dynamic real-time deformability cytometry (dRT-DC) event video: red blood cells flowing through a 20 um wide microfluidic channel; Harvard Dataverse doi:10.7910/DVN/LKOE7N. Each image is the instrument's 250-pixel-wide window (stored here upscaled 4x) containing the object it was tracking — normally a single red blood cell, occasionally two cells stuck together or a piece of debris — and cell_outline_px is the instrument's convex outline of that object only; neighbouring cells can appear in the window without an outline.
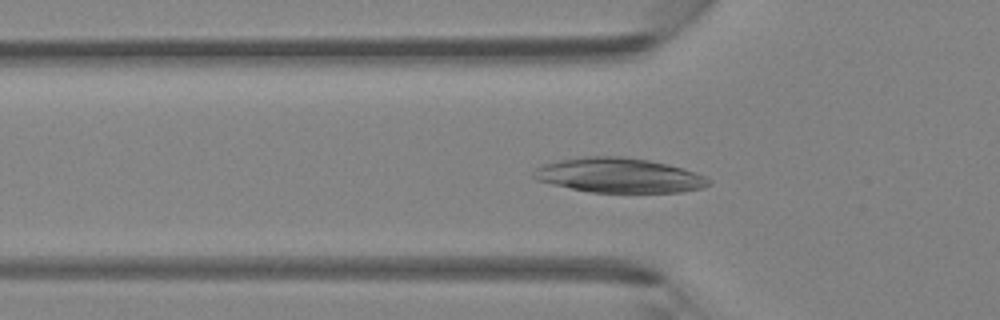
{"species": "Egyptian fruit bat (a non-hibernating species)", "species_latin": "Rousettus aegyptiacus", "temperature_condition": "room temperature", "stored_images_in_passage": 39, "camera_frame_rate_fps": 3000, "um_per_image_px": 0.085, "animal": {"sex": "female"}, "frame": {"image": 1, "passage_image": 14, "time_ms": 4.333, "image_size_px": [1000, 320], "cell_outline_px": [[712, 184], [700, 188], [680, 192], [588, 192], [552, 184], [536, 180], [532, 176], [532, 172], [536, 168], [544, 164], [556, 160], [584, 156], [624, 156], [648, 160], [668, 164], [684, 168], [704, 176], [712, 180]], "centroid_in_image_um": [52.6, 14.89], "position_along_channel_um": 73.2, "area_um2": 35.55}}
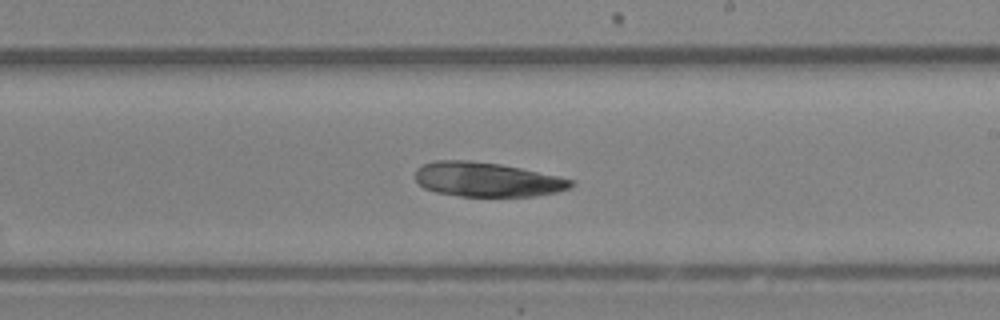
{"frame": {"image": 2, "passage_image": 26, "time_ms": 8.333, "image_size_px": [1000, 320], "cell_outline_px": [[576, 184], [572, 188], [556, 192], [536, 196], [460, 196], [436, 192], [424, 188], [416, 180], [416, 168], [432, 160], [468, 160], [500, 164], [560, 176], [572, 180]], "centroid_in_image_um": [41.41, 15.26], "position_along_channel_um": 247.6, "area_um2": 31.33}}
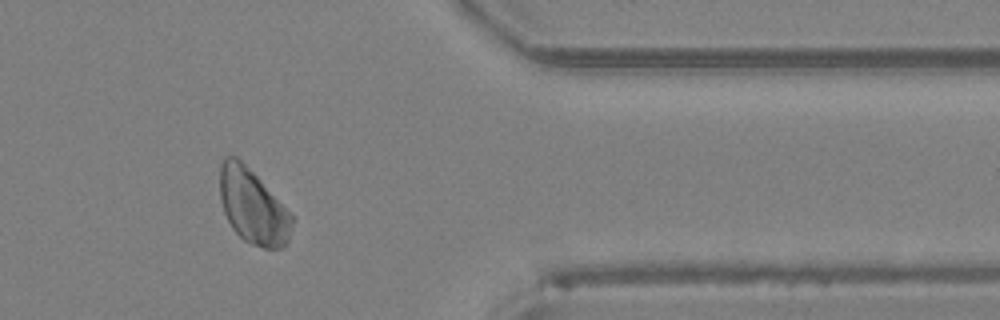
{"frame": {"image": 3, "passage_image": 37, "time_ms": 12.0, "image_size_px": [1000, 320], "cell_outline_px": [[292, 224], [288, 240], [284, 248], [264, 248], [252, 244], [244, 240], [232, 228], [224, 212], [220, 200], [220, 164], [228, 156], [236, 156], [260, 180], [292, 216]], "centroid_in_image_um": [21.46, 17.58], "position_along_channel_um": 389.9, "area_um2": 30.69}}